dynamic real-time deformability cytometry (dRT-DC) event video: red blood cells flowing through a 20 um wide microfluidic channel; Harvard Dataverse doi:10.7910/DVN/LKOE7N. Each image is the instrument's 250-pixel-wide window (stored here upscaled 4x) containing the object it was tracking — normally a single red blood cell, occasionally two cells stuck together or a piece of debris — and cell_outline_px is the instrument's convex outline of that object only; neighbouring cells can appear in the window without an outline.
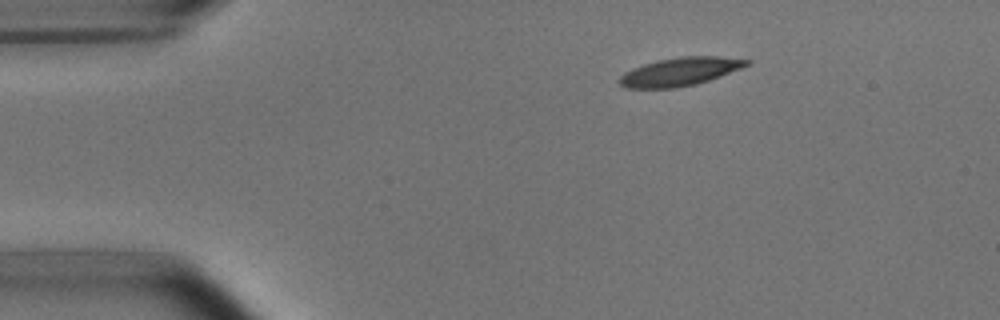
{"species": "common noctule bat (a hibernating species)", "species_latin": "Nyctalus noctula", "temperature_condition": "room temperature", "stored_images_in_passage": 3, "camera_frame_rate_fps": 3000, "um_per_image_px": 0.085, "animal": {"sex": "male", "body_mass_g": 15.6}, "frame": {"image": 1, "passage_image": 1, "time_ms": 0.0, "image_size_px": [1000, 320], "cell_outline_px": [[752, 64], [720, 76], [696, 84], [676, 88], [624, 88], [616, 80], [624, 72], [632, 68], [656, 60], [680, 56], [720, 56], [752, 60]], "centroid_in_image_um": [57.79, 6.08], "position_along_channel_um": 27.2, "area_um2": 21.21}}